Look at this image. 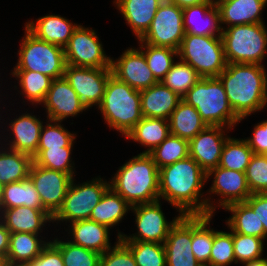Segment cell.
I'll list each match as a JSON object with an SVG mask.
<instances>
[{
	"label": "cell",
	"instance_id": "cell-1",
	"mask_svg": "<svg viewBox=\"0 0 267 266\" xmlns=\"http://www.w3.org/2000/svg\"><path fill=\"white\" fill-rule=\"evenodd\" d=\"M206 181L207 173L187 157L159 169V198L182 215H213L218 206L208 197L203 199L201 193Z\"/></svg>",
	"mask_w": 267,
	"mask_h": 266
},
{
	"label": "cell",
	"instance_id": "cell-2",
	"mask_svg": "<svg viewBox=\"0 0 267 266\" xmlns=\"http://www.w3.org/2000/svg\"><path fill=\"white\" fill-rule=\"evenodd\" d=\"M218 77L224 85L229 105L240 121L267 105L264 65L227 63Z\"/></svg>",
	"mask_w": 267,
	"mask_h": 266
},
{
	"label": "cell",
	"instance_id": "cell-3",
	"mask_svg": "<svg viewBox=\"0 0 267 266\" xmlns=\"http://www.w3.org/2000/svg\"><path fill=\"white\" fill-rule=\"evenodd\" d=\"M110 187L132 207L159 198V169L149 154H138L120 166Z\"/></svg>",
	"mask_w": 267,
	"mask_h": 266
},
{
	"label": "cell",
	"instance_id": "cell-4",
	"mask_svg": "<svg viewBox=\"0 0 267 266\" xmlns=\"http://www.w3.org/2000/svg\"><path fill=\"white\" fill-rule=\"evenodd\" d=\"M182 100L195 107L208 126H227L225 129L230 130L241 122L229 105L219 77H201Z\"/></svg>",
	"mask_w": 267,
	"mask_h": 266
},
{
	"label": "cell",
	"instance_id": "cell-5",
	"mask_svg": "<svg viewBox=\"0 0 267 266\" xmlns=\"http://www.w3.org/2000/svg\"><path fill=\"white\" fill-rule=\"evenodd\" d=\"M97 108L111 129L126 134L143 118L140 91L111 75Z\"/></svg>",
	"mask_w": 267,
	"mask_h": 266
},
{
	"label": "cell",
	"instance_id": "cell-6",
	"mask_svg": "<svg viewBox=\"0 0 267 266\" xmlns=\"http://www.w3.org/2000/svg\"><path fill=\"white\" fill-rule=\"evenodd\" d=\"M222 40L227 63L261 64L267 53L264 23L236 25L223 29Z\"/></svg>",
	"mask_w": 267,
	"mask_h": 266
},
{
	"label": "cell",
	"instance_id": "cell-7",
	"mask_svg": "<svg viewBox=\"0 0 267 266\" xmlns=\"http://www.w3.org/2000/svg\"><path fill=\"white\" fill-rule=\"evenodd\" d=\"M17 55L18 62L13 70L39 72L53 80L64 76L67 65L64 48L38 39L26 27Z\"/></svg>",
	"mask_w": 267,
	"mask_h": 266
},
{
	"label": "cell",
	"instance_id": "cell-8",
	"mask_svg": "<svg viewBox=\"0 0 267 266\" xmlns=\"http://www.w3.org/2000/svg\"><path fill=\"white\" fill-rule=\"evenodd\" d=\"M178 56L201 77H218L227 66L221 36L185 34Z\"/></svg>",
	"mask_w": 267,
	"mask_h": 266
},
{
	"label": "cell",
	"instance_id": "cell-9",
	"mask_svg": "<svg viewBox=\"0 0 267 266\" xmlns=\"http://www.w3.org/2000/svg\"><path fill=\"white\" fill-rule=\"evenodd\" d=\"M110 187L109 181L101 177L91 181L74 184V178L65 195L63 204L52 217V222L66 221L73 223L90 218L94 207L99 203L105 191Z\"/></svg>",
	"mask_w": 267,
	"mask_h": 266
},
{
	"label": "cell",
	"instance_id": "cell-10",
	"mask_svg": "<svg viewBox=\"0 0 267 266\" xmlns=\"http://www.w3.org/2000/svg\"><path fill=\"white\" fill-rule=\"evenodd\" d=\"M185 36L183 10L169 0H164L147 32L139 39L153 46L170 47L178 51Z\"/></svg>",
	"mask_w": 267,
	"mask_h": 266
},
{
	"label": "cell",
	"instance_id": "cell-11",
	"mask_svg": "<svg viewBox=\"0 0 267 266\" xmlns=\"http://www.w3.org/2000/svg\"><path fill=\"white\" fill-rule=\"evenodd\" d=\"M96 31L82 25L74 30L69 43L64 47L66 64L89 68H111Z\"/></svg>",
	"mask_w": 267,
	"mask_h": 266
},
{
	"label": "cell",
	"instance_id": "cell-12",
	"mask_svg": "<svg viewBox=\"0 0 267 266\" xmlns=\"http://www.w3.org/2000/svg\"><path fill=\"white\" fill-rule=\"evenodd\" d=\"M160 201L133 206L131 210L135 213V222L138 232L127 236L121 232L117 239L121 241H149L163 244L167 239L171 227L182 216L178 214L172 221L168 222L162 212Z\"/></svg>",
	"mask_w": 267,
	"mask_h": 266
},
{
	"label": "cell",
	"instance_id": "cell-13",
	"mask_svg": "<svg viewBox=\"0 0 267 266\" xmlns=\"http://www.w3.org/2000/svg\"><path fill=\"white\" fill-rule=\"evenodd\" d=\"M112 75L111 68H89L66 65L64 78L78 94L87 109L99 106L106 83Z\"/></svg>",
	"mask_w": 267,
	"mask_h": 266
},
{
	"label": "cell",
	"instance_id": "cell-14",
	"mask_svg": "<svg viewBox=\"0 0 267 266\" xmlns=\"http://www.w3.org/2000/svg\"><path fill=\"white\" fill-rule=\"evenodd\" d=\"M36 188L43 208L53 217L61 208L73 180L67 173L31 165L29 177Z\"/></svg>",
	"mask_w": 267,
	"mask_h": 266
},
{
	"label": "cell",
	"instance_id": "cell-15",
	"mask_svg": "<svg viewBox=\"0 0 267 266\" xmlns=\"http://www.w3.org/2000/svg\"><path fill=\"white\" fill-rule=\"evenodd\" d=\"M111 70L113 76L135 90L147 89L158 82L140 48H129L116 61L111 59Z\"/></svg>",
	"mask_w": 267,
	"mask_h": 266
},
{
	"label": "cell",
	"instance_id": "cell-16",
	"mask_svg": "<svg viewBox=\"0 0 267 266\" xmlns=\"http://www.w3.org/2000/svg\"><path fill=\"white\" fill-rule=\"evenodd\" d=\"M166 253V266H200L192 245V215H182L171 227L163 243Z\"/></svg>",
	"mask_w": 267,
	"mask_h": 266
},
{
	"label": "cell",
	"instance_id": "cell-17",
	"mask_svg": "<svg viewBox=\"0 0 267 266\" xmlns=\"http://www.w3.org/2000/svg\"><path fill=\"white\" fill-rule=\"evenodd\" d=\"M224 128L207 125L189 140V157L193 158L206 173L219 165L224 143L229 137L224 134Z\"/></svg>",
	"mask_w": 267,
	"mask_h": 266
},
{
	"label": "cell",
	"instance_id": "cell-18",
	"mask_svg": "<svg viewBox=\"0 0 267 266\" xmlns=\"http://www.w3.org/2000/svg\"><path fill=\"white\" fill-rule=\"evenodd\" d=\"M42 104L46 108L47 119L60 122L88 110L64 77L52 80Z\"/></svg>",
	"mask_w": 267,
	"mask_h": 266
},
{
	"label": "cell",
	"instance_id": "cell-19",
	"mask_svg": "<svg viewBox=\"0 0 267 266\" xmlns=\"http://www.w3.org/2000/svg\"><path fill=\"white\" fill-rule=\"evenodd\" d=\"M214 176L209 194L221 197L218 203L223 209L232 203L245 202L251 195L245 172L225 169L220 166L207 173V179Z\"/></svg>",
	"mask_w": 267,
	"mask_h": 266
},
{
	"label": "cell",
	"instance_id": "cell-20",
	"mask_svg": "<svg viewBox=\"0 0 267 266\" xmlns=\"http://www.w3.org/2000/svg\"><path fill=\"white\" fill-rule=\"evenodd\" d=\"M182 10L185 34L222 36L224 28L221 27L218 7L213 2L189 6Z\"/></svg>",
	"mask_w": 267,
	"mask_h": 266
},
{
	"label": "cell",
	"instance_id": "cell-21",
	"mask_svg": "<svg viewBox=\"0 0 267 266\" xmlns=\"http://www.w3.org/2000/svg\"><path fill=\"white\" fill-rule=\"evenodd\" d=\"M143 117L168 120L182 98L161 81L140 91Z\"/></svg>",
	"mask_w": 267,
	"mask_h": 266
},
{
	"label": "cell",
	"instance_id": "cell-22",
	"mask_svg": "<svg viewBox=\"0 0 267 266\" xmlns=\"http://www.w3.org/2000/svg\"><path fill=\"white\" fill-rule=\"evenodd\" d=\"M13 120L9 123L13 137L6 144L9 145L8 149L33 156L39 146L43 121L27 112Z\"/></svg>",
	"mask_w": 267,
	"mask_h": 266
},
{
	"label": "cell",
	"instance_id": "cell-23",
	"mask_svg": "<svg viewBox=\"0 0 267 266\" xmlns=\"http://www.w3.org/2000/svg\"><path fill=\"white\" fill-rule=\"evenodd\" d=\"M0 220L5 224L10 233L26 232L39 234L42 232L45 223L52 222V216L45 209L19 206L4 209L0 213Z\"/></svg>",
	"mask_w": 267,
	"mask_h": 266
},
{
	"label": "cell",
	"instance_id": "cell-24",
	"mask_svg": "<svg viewBox=\"0 0 267 266\" xmlns=\"http://www.w3.org/2000/svg\"><path fill=\"white\" fill-rule=\"evenodd\" d=\"M219 10L221 24L227 27L264 23L261 15L267 0H233L213 2Z\"/></svg>",
	"mask_w": 267,
	"mask_h": 266
},
{
	"label": "cell",
	"instance_id": "cell-25",
	"mask_svg": "<svg viewBox=\"0 0 267 266\" xmlns=\"http://www.w3.org/2000/svg\"><path fill=\"white\" fill-rule=\"evenodd\" d=\"M164 0H115L118 10L139 40L148 30Z\"/></svg>",
	"mask_w": 267,
	"mask_h": 266
},
{
	"label": "cell",
	"instance_id": "cell-26",
	"mask_svg": "<svg viewBox=\"0 0 267 266\" xmlns=\"http://www.w3.org/2000/svg\"><path fill=\"white\" fill-rule=\"evenodd\" d=\"M25 27L38 39L65 47L78 24H73L60 15H46L36 19V22H26Z\"/></svg>",
	"mask_w": 267,
	"mask_h": 266
},
{
	"label": "cell",
	"instance_id": "cell-27",
	"mask_svg": "<svg viewBox=\"0 0 267 266\" xmlns=\"http://www.w3.org/2000/svg\"><path fill=\"white\" fill-rule=\"evenodd\" d=\"M71 243L103 254L110 246L109 228L90 219L76 221L71 224ZM73 239V240H72Z\"/></svg>",
	"mask_w": 267,
	"mask_h": 266
},
{
	"label": "cell",
	"instance_id": "cell-28",
	"mask_svg": "<svg viewBox=\"0 0 267 266\" xmlns=\"http://www.w3.org/2000/svg\"><path fill=\"white\" fill-rule=\"evenodd\" d=\"M38 235L40 234L26 232L10 233L9 250L4 263L25 265L37 258L50 242L43 241Z\"/></svg>",
	"mask_w": 267,
	"mask_h": 266
},
{
	"label": "cell",
	"instance_id": "cell-29",
	"mask_svg": "<svg viewBox=\"0 0 267 266\" xmlns=\"http://www.w3.org/2000/svg\"><path fill=\"white\" fill-rule=\"evenodd\" d=\"M170 135L169 122L165 119L143 117L125 136L128 140L149 147L142 154H149Z\"/></svg>",
	"mask_w": 267,
	"mask_h": 266
},
{
	"label": "cell",
	"instance_id": "cell-30",
	"mask_svg": "<svg viewBox=\"0 0 267 266\" xmlns=\"http://www.w3.org/2000/svg\"><path fill=\"white\" fill-rule=\"evenodd\" d=\"M168 122L170 134L188 141L207 126L196 108L187 104L184 100H181L173 110Z\"/></svg>",
	"mask_w": 267,
	"mask_h": 266
},
{
	"label": "cell",
	"instance_id": "cell-31",
	"mask_svg": "<svg viewBox=\"0 0 267 266\" xmlns=\"http://www.w3.org/2000/svg\"><path fill=\"white\" fill-rule=\"evenodd\" d=\"M131 208L121 195L109 187L92 210L89 219L111 228L118 224Z\"/></svg>",
	"mask_w": 267,
	"mask_h": 266
},
{
	"label": "cell",
	"instance_id": "cell-32",
	"mask_svg": "<svg viewBox=\"0 0 267 266\" xmlns=\"http://www.w3.org/2000/svg\"><path fill=\"white\" fill-rule=\"evenodd\" d=\"M224 209L232 213V216L225 222L232 232L265 240L263 223L259 221L257 214L245 202L232 203Z\"/></svg>",
	"mask_w": 267,
	"mask_h": 266
},
{
	"label": "cell",
	"instance_id": "cell-33",
	"mask_svg": "<svg viewBox=\"0 0 267 266\" xmlns=\"http://www.w3.org/2000/svg\"><path fill=\"white\" fill-rule=\"evenodd\" d=\"M32 163V156L2 148L0 151V183L6 185L28 179Z\"/></svg>",
	"mask_w": 267,
	"mask_h": 266
},
{
	"label": "cell",
	"instance_id": "cell-34",
	"mask_svg": "<svg viewBox=\"0 0 267 266\" xmlns=\"http://www.w3.org/2000/svg\"><path fill=\"white\" fill-rule=\"evenodd\" d=\"M19 206L44 209L40 196L29 178L4 185L2 211Z\"/></svg>",
	"mask_w": 267,
	"mask_h": 266
},
{
	"label": "cell",
	"instance_id": "cell-35",
	"mask_svg": "<svg viewBox=\"0 0 267 266\" xmlns=\"http://www.w3.org/2000/svg\"><path fill=\"white\" fill-rule=\"evenodd\" d=\"M214 215H192V245L191 249L196 260L210 265L211 248L214 230L208 228Z\"/></svg>",
	"mask_w": 267,
	"mask_h": 266
},
{
	"label": "cell",
	"instance_id": "cell-36",
	"mask_svg": "<svg viewBox=\"0 0 267 266\" xmlns=\"http://www.w3.org/2000/svg\"><path fill=\"white\" fill-rule=\"evenodd\" d=\"M12 76L17 77L19 85L22 89L21 93L28 101L33 104H41L44 102L52 78L49 76L27 70H12Z\"/></svg>",
	"mask_w": 267,
	"mask_h": 266
},
{
	"label": "cell",
	"instance_id": "cell-37",
	"mask_svg": "<svg viewBox=\"0 0 267 266\" xmlns=\"http://www.w3.org/2000/svg\"><path fill=\"white\" fill-rule=\"evenodd\" d=\"M253 154L246 139L228 137L224 143L218 166L245 172Z\"/></svg>",
	"mask_w": 267,
	"mask_h": 266
},
{
	"label": "cell",
	"instance_id": "cell-38",
	"mask_svg": "<svg viewBox=\"0 0 267 266\" xmlns=\"http://www.w3.org/2000/svg\"><path fill=\"white\" fill-rule=\"evenodd\" d=\"M158 169L189 157V141L170 134L149 153Z\"/></svg>",
	"mask_w": 267,
	"mask_h": 266
},
{
	"label": "cell",
	"instance_id": "cell-39",
	"mask_svg": "<svg viewBox=\"0 0 267 266\" xmlns=\"http://www.w3.org/2000/svg\"><path fill=\"white\" fill-rule=\"evenodd\" d=\"M139 43V48L144 54L148 67L156 80L160 82L171 69L174 57H178V51L170 47L146 44L141 40H139Z\"/></svg>",
	"mask_w": 267,
	"mask_h": 266
},
{
	"label": "cell",
	"instance_id": "cell-40",
	"mask_svg": "<svg viewBox=\"0 0 267 266\" xmlns=\"http://www.w3.org/2000/svg\"><path fill=\"white\" fill-rule=\"evenodd\" d=\"M200 78L192 66L180 60L173 63L161 82L182 98Z\"/></svg>",
	"mask_w": 267,
	"mask_h": 266
},
{
	"label": "cell",
	"instance_id": "cell-41",
	"mask_svg": "<svg viewBox=\"0 0 267 266\" xmlns=\"http://www.w3.org/2000/svg\"><path fill=\"white\" fill-rule=\"evenodd\" d=\"M73 147H59L48 149H37L32 156L33 162L41 167L69 174L74 178V162L72 164L71 151Z\"/></svg>",
	"mask_w": 267,
	"mask_h": 266
},
{
	"label": "cell",
	"instance_id": "cell-42",
	"mask_svg": "<svg viewBox=\"0 0 267 266\" xmlns=\"http://www.w3.org/2000/svg\"><path fill=\"white\" fill-rule=\"evenodd\" d=\"M133 254L137 266H166L163 244L149 241H122Z\"/></svg>",
	"mask_w": 267,
	"mask_h": 266
},
{
	"label": "cell",
	"instance_id": "cell-43",
	"mask_svg": "<svg viewBox=\"0 0 267 266\" xmlns=\"http://www.w3.org/2000/svg\"><path fill=\"white\" fill-rule=\"evenodd\" d=\"M51 242L61 251L64 266H99L100 253L58 238Z\"/></svg>",
	"mask_w": 267,
	"mask_h": 266
},
{
	"label": "cell",
	"instance_id": "cell-44",
	"mask_svg": "<svg viewBox=\"0 0 267 266\" xmlns=\"http://www.w3.org/2000/svg\"><path fill=\"white\" fill-rule=\"evenodd\" d=\"M42 126L38 149L73 147L76 134L65 129L60 121H47Z\"/></svg>",
	"mask_w": 267,
	"mask_h": 266
},
{
	"label": "cell",
	"instance_id": "cell-45",
	"mask_svg": "<svg viewBox=\"0 0 267 266\" xmlns=\"http://www.w3.org/2000/svg\"><path fill=\"white\" fill-rule=\"evenodd\" d=\"M236 263L234 255L233 232L214 230L213 245L211 248L210 265L228 266Z\"/></svg>",
	"mask_w": 267,
	"mask_h": 266
},
{
	"label": "cell",
	"instance_id": "cell-46",
	"mask_svg": "<svg viewBox=\"0 0 267 266\" xmlns=\"http://www.w3.org/2000/svg\"><path fill=\"white\" fill-rule=\"evenodd\" d=\"M264 239L233 232L234 255L236 264L262 258Z\"/></svg>",
	"mask_w": 267,
	"mask_h": 266
},
{
	"label": "cell",
	"instance_id": "cell-47",
	"mask_svg": "<svg viewBox=\"0 0 267 266\" xmlns=\"http://www.w3.org/2000/svg\"><path fill=\"white\" fill-rule=\"evenodd\" d=\"M245 176L251 194L267 193V155L253 154Z\"/></svg>",
	"mask_w": 267,
	"mask_h": 266
},
{
	"label": "cell",
	"instance_id": "cell-48",
	"mask_svg": "<svg viewBox=\"0 0 267 266\" xmlns=\"http://www.w3.org/2000/svg\"><path fill=\"white\" fill-rule=\"evenodd\" d=\"M115 243L101 254L99 266H137L131 250L120 239Z\"/></svg>",
	"mask_w": 267,
	"mask_h": 266
},
{
	"label": "cell",
	"instance_id": "cell-49",
	"mask_svg": "<svg viewBox=\"0 0 267 266\" xmlns=\"http://www.w3.org/2000/svg\"><path fill=\"white\" fill-rule=\"evenodd\" d=\"M24 266H64L61 251L50 241L40 255Z\"/></svg>",
	"mask_w": 267,
	"mask_h": 266
},
{
	"label": "cell",
	"instance_id": "cell-50",
	"mask_svg": "<svg viewBox=\"0 0 267 266\" xmlns=\"http://www.w3.org/2000/svg\"><path fill=\"white\" fill-rule=\"evenodd\" d=\"M252 138L246 141L254 154H267V120L261 121L254 126Z\"/></svg>",
	"mask_w": 267,
	"mask_h": 266
},
{
	"label": "cell",
	"instance_id": "cell-51",
	"mask_svg": "<svg viewBox=\"0 0 267 266\" xmlns=\"http://www.w3.org/2000/svg\"><path fill=\"white\" fill-rule=\"evenodd\" d=\"M245 203L257 214L263 223L265 239L267 238V193L251 194Z\"/></svg>",
	"mask_w": 267,
	"mask_h": 266
},
{
	"label": "cell",
	"instance_id": "cell-52",
	"mask_svg": "<svg viewBox=\"0 0 267 266\" xmlns=\"http://www.w3.org/2000/svg\"><path fill=\"white\" fill-rule=\"evenodd\" d=\"M10 231L0 220V261L4 262L9 250Z\"/></svg>",
	"mask_w": 267,
	"mask_h": 266
},
{
	"label": "cell",
	"instance_id": "cell-53",
	"mask_svg": "<svg viewBox=\"0 0 267 266\" xmlns=\"http://www.w3.org/2000/svg\"><path fill=\"white\" fill-rule=\"evenodd\" d=\"M171 3L176 4L179 8H186L189 6L200 5L206 2H213V0H169Z\"/></svg>",
	"mask_w": 267,
	"mask_h": 266
},
{
	"label": "cell",
	"instance_id": "cell-54",
	"mask_svg": "<svg viewBox=\"0 0 267 266\" xmlns=\"http://www.w3.org/2000/svg\"><path fill=\"white\" fill-rule=\"evenodd\" d=\"M242 264L245 266H267V258L265 259L262 257L256 260L244 262Z\"/></svg>",
	"mask_w": 267,
	"mask_h": 266
},
{
	"label": "cell",
	"instance_id": "cell-55",
	"mask_svg": "<svg viewBox=\"0 0 267 266\" xmlns=\"http://www.w3.org/2000/svg\"><path fill=\"white\" fill-rule=\"evenodd\" d=\"M3 189L4 185L0 183V213L2 212V205H3Z\"/></svg>",
	"mask_w": 267,
	"mask_h": 266
},
{
	"label": "cell",
	"instance_id": "cell-56",
	"mask_svg": "<svg viewBox=\"0 0 267 266\" xmlns=\"http://www.w3.org/2000/svg\"><path fill=\"white\" fill-rule=\"evenodd\" d=\"M0 266H24V265H10V264L1 262V263H0Z\"/></svg>",
	"mask_w": 267,
	"mask_h": 266
},
{
	"label": "cell",
	"instance_id": "cell-57",
	"mask_svg": "<svg viewBox=\"0 0 267 266\" xmlns=\"http://www.w3.org/2000/svg\"><path fill=\"white\" fill-rule=\"evenodd\" d=\"M230 1H233V0H213V2H230Z\"/></svg>",
	"mask_w": 267,
	"mask_h": 266
},
{
	"label": "cell",
	"instance_id": "cell-58",
	"mask_svg": "<svg viewBox=\"0 0 267 266\" xmlns=\"http://www.w3.org/2000/svg\"><path fill=\"white\" fill-rule=\"evenodd\" d=\"M200 266H212V265H209V264H202Z\"/></svg>",
	"mask_w": 267,
	"mask_h": 266
}]
</instances>
